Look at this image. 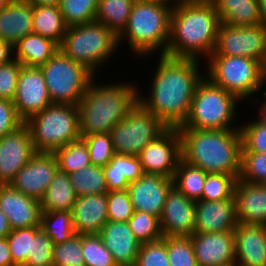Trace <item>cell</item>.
<instances>
[{
	"instance_id": "cell-1",
	"label": "cell",
	"mask_w": 266,
	"mask_h": 266,
	"mask_svg": "<svg viewBox=\"0 0 266 266\" xmlns=\"http://www.w3.org/2000/svg\"><path fill=\"white\" fill-rule=\"evenodd\" d=\"M154 58L156 71L151 68L154 74L148 80V93L143 95L142 88L138 89V102L167 127L178 128L187 120L196 86L205 76L204 62L167 55Z\"/></svg>"
},
{
	"instance_id": "cell-2",
	"label": "cell",
	"mask_w": 266,
	"mask_h": 266,
	"mask_svg": "<svg viewBox=\"0 0 266 266\" xmlns=\"http://www.w3.org/2000/svg\"><path fill=\"white\" fill-rule=\"evenodd\" d=\"M220 23L214 3L174 5L166 55L205 61L215 50Z\"/></svg>"
},
{
	"instance_id": "cell-3",
	"label": "cell",
	"mask_w": 266,
	"mask_h": 266,
	"mask_svg": "<svg viewBox=\"0 0 266 266\" xmlns=\"http://www.w3.org/2000/svg\"><path fill=\"white\" fill-rule=\"evenodd\" d=\"M97 79L77 104L81 136L109 133L138 102L139 86L134 81L98 83Z\"/></svg>"
},
{
	"instance_id": "cell-4",
	"label": "cell",
	"mask_w": 266,
	"mask_h": 266,
	"mask_svg": "<svg viewBox=\"0 0 266 266\" xmlns=\"http://www.w3.org/2000/svg\"><path fill=\"white\" fill-rule=\"evenodd\" d=\"M178 129L182 160L207 173L228 174L238 179L242 150L240 129Z\"/></svg>"
},
{
	"instance_id": "cell-5",
	"label": "cell",
	"mask_w": 266,
	"mask_h": 266,
	"mask_svg": "<svg viewBox=\"0 0 266 266\" xmlns=\"http://www.w3.org/2000/svg\"><path fill=\"white\" fill-rule=\"evenodd\" d=\"M172 8L173 5L161 1L136 0L126 28L118 36L119 47L124 42L129 44L128 52L136 60L142 57L151 61V56L166 55Z\"/></svg>"
},
{
	"instance_id": "cell-6",
	"label": "cell",
	"mask_w": 266,
	"mask_h": 266,
	"mask_svg": "<svg viewBox=\"0 0 266 266\" xmlns=\"http://www.w3.org/2000/svg\"><path fill=\"white\" fill-rule=\"evenodd\" d=\"M119 48L122 49L119 47L118 36L96 21L67 27L59 45V50L65 56L86 67L97 77L101 75L99 73L103 65L114 61L113 57L121 50Z\"/></svg>"
},
{
	"instance_id": "cell-7",
	"label": "cell",
	"mask_w": 266,
	"mask_h": 266,
	"mask_svg": "<svg viewBox=\"0 0 266 266\" xmlns=\"http://www.w3.org/2000/svg\"><path fill=\"white\" fill-rule=\"evenodd\" d=\"M241 102L234 94L214 85L207 77L197 84L189 115L178 128L200 130L239 129L236 124ZM239 112V113H238ZM235 123V124H234Z\"/></svg>"
},
{
	"instance_id": "cell-8",
	"label": "cell",
	"mask_w": 266,
	"mask_h": 266,
	"mask_svg": "<svg viewBox=\"0 0 266 266\" xmlns=\"http://www.w3.org/2000/svg\"><path fill=\"white\" fill-rule=\"evenodd\" d=\"M204 64L205 77L234 94L241 102L248 100L251 103L265 89L262 64L253 58L210 55Z\"/></svg>"
},
{
	"instance_id": "cell-9",
	"label": "cell",
	"mask_w": 266,
	"mask_h": 266,
	"mask_svg": "<svg viewBox=\"0 0 266 266\" xmlns=\"http://www.w3.org/2000/svg\"><path fill=\"white\" fill-rule=\"evenodd\" d=\"M24 124L37 152H54L81 138L79 111L73 104H51Z\"/></svg>"
},
{
	"instance_id": "cell-10",
	"label": "cell",
	"mask_w": 266,
	"mask_h": 266,
	"mask_svg": "<svg viewBox=\"0 0 266 266\" xmlns=\"http://www.w3.org/2000/svg\"><path fill=\"white\" fill-rule=\"evenodd\" d=\"M52 104L77 105L96 76L58 50L43 66Z\"/></svg>"
},
{
	"instance_id": "cell-11",
	"label": "cell",
	"mask_w": 266,
	"mask_h": 266,
	"mask_svg": "<svg viewBox=\"0 0 266 266\" xmlns=\"http://www.w3.org/2000/svg\"><path fill=\"white\" fill-rule=\"evenodd\" d=\"M167 128L156 115L137 102L109 133L115 153L138 156L148 143Z\"/></svg>"
},
{
	"instance_id": "cell-12",
	"label": "cell",
	"mask_w": 266,
	"mask_h": 266,
	"mask_svg": "<svg viewBox=\"0 0 266 266\" xmlns=\"http://www.w3.org/2000/svg\"><path fill=\"white\" fill-rule=\"evenodd\" d=\"M266 53V29L262 25L232 26L221 22L211 55L253 58L261 64Z\"/></svg>"
},
{
	"instance_id": "cell-13",
	"label": "cell",
	"mask_w": 266,
	"mask_h": 266,
	"mask_svg": "<svg viewBox=\"0 0 266 266\" xmlns=\"http://www.w3.org/2000/svg\"><path fill=\"white\" fill-rule=\"evenodd\" d=\"M138 158L144 173L173 178L181 159L179 129L168 127L142 149Z\"/></svg>"
},
{
	"instance_id": "cell-14",
	"label": "cell",
	"mask_w": 266,
	"mask_h": 266,
	"mask_svg": "<svg viewBox=\"0 0 266 266\" xmlns=\"http://www.w3.org/2000/svg\"><path fill=\"white\" fill-rule=\"evenodd\" d=\"M57 171L58 163L53 152H37L17 172L9 185L18 192L41 201Z\"/></svg>"
},
{
	"instance_id": "cell-15",
	"label": "cell",
	"mask_w": 266,
	"mask_h": 266,
	"mask_svg": "<svg viewBox=\"0 0 266 266\" xmlns=\"http://www.w3.org/2000/svg\"><path fill=\"white\" fill-rule=\"evenodd\" d=\"M13 103L18 116L25 122L32 115L52 104L43 72L37 67L22 66Z\"/></svg>"
},
{
	"instance_id": "cell-16",
	"label": "cell",
	"mask_w": 266,
	"mask_h": 266,
	"mask_svg": "<svg viewBox=\"0 0 266 266\" xmlns=\"http://www.w3.org/2000/svg\"><path fill=\"white\" fill-rule=\"evenodd\" d=\"M37 153L28 127L23 124L16 131L0 138V185H7L17 172Z\"/></svg>"
},
{
	"instance_id": "cell-17",
	"label": "cell",
	"mask_w": 266,
	"mask_h": 266,
	"mask_svg": "<svg viewBox=\"0 0 266 266\" xmlns=\"http://www.w3.org/2000/svg\"><path fill=\"white\" fill-rule=\"evenodd\" d=\"M198 266H235L234 231L189 236Z\"/></svg>"
},
{
	"instance_id": "cell-18",
	"label": "cell",
	"mask_w": 266,
	"mask_h": 266,
	"mask_svg": "<svg viewBox=\"0 0 266 266\" xmlns=\"http://www.w3.org/2000/svg\"><path fill=\"white\" fill-rule=\"evenodd\" d=\"M195 201L174 186L169 190L160 216L163 237H189L194 233Z\"/></svg>"
},
{
	"instance_id": "cell-19",
	"label": "cell",
	"mask_w": 266,
	"mask_h": 266,
	"mask_svg": "<svg viewBox=\"0 0 266 266\" xmlns=\"http://www.w3.org/2000/svg\"><path fill=\"white\" fill-rule=\"evenodd\" d=\"M173 187L172 178L158 174L144 173L128 186L134 211H142L160 218L169 190Z\"/></svg>"
},
{
	"instance_id": "cell-20",
	"label": "cell",
	"mask_w": 266,
	"mask_h": 266,
	"mask_svg": "<svg viewBox=\"0 0 266 266\" xmlns=\"http://www.w3.org/2000/svg\"><path fill=\"white\" fill-rule=\"evenodd\" d=\"M237 225L234 196L222 201H195L194 233L234 231Z\"/></svg>"
},
{
	"instance_id": "cell-21",
	"label": "cell",
	"mask_w": 266,
	"mask_h": 266,
	"mask_svg": "<svg viewBox=\"0 0 266 266\" xmlns=\"http://www.w3.org/2000/svg\"><path fill=\"white\" fill-rule=\"evenodd\" d=\"M0 209L7 216L12 230L40 226V201L18 192L9 184L0 185Z\"/></svg>"
},
{
	"instance_id": "cell-22",
	"label": "cell",
	"mask_w": 266,
	"mask_h": 266,
	"mask_svg": "<svg viewBox=\"0 0 266 266\" xmlns=\"http://www.w3.org/2000/svg\"><path fill=\"white\" fill-rule=\"evenodd\" d=\"M234 237L235 266H266V225L238 223Z\"/></svg>"
},
{
	"instance_id": "cell-23",
	"label": "cell",
	"mask_w": 266,
	"mask_h": 266,
	"mask_svg": "<svg viewBox=\"0 0 266 266\" xmlns=\"http://www.w3.org/2000/svg\"><path fill=\"white\" fill-rule=\"evenodd\" d=\"M99 235L117 266H135L141 242L133 234L128 222L107 221Z\"/></svg>"
},
{
	"instance_id": "cell-24",
	"label": "cell",
	"mask_w": 266,
	"mask_h": 266,
	"mask_svg": "<svg viewBox=\"0 0 266 266\" xmlns=\"http://www.w3.org/2000/svg\"><path fill=\"white\" fill-rule=\"evenodd\" d=\"M234 198L238 223L266 225V184L237 179Z\"/></svg>"
},
{
	"instance_id": "cell-25",
	"label": "cell",
	"mask_w": 266,
	"mask_h": 266,
	"mask_svg": "<svg viewBox=\"0 0 266 266\" xmlns=\"http://www.w3.org/2000/svg\"><path fill=\"white\" fill-rule=\"evenodd\" d=\"M72 220L76 234H99L108 221L107 193L77 196Z\"/></svg>"
},
{
	"instance_id": "cell-26",
	"label": "cell",
	"mask_w": 266,
	"mask_h": 266,
	"mask_svg": "<svg viewBox=\"0 0 266 266\" xmlns=\"http://www.w3.org/2000/svg\"><path fill=\"white\" fill-rule=\"evenodd\" d=\"M33 5L12 0L0 11V38L14 45L33 32Z\"/></svg>"
},
{
	"instance_id": "cell-27",
	"label": "cell",
	"mask_w": 266,
	"mask_h": 266,
	"mask_svg": "<svg viewBox=\"0 0 266 266\" xmlns=\"http://www.w3.org/2000/svg\"><path fill=\"white\" fill-rule=\"evenodd\" d=\"M14 59L23 66H43L58 50L59 45L49 38L34 32L19 39L14 45Z\"/></svg>"
},
{
	"instance_id": "cell-28",
	"label": "cell",
	"mask_w": 266,
	"mask_h": 266,
	"mask_svg": "<svg viewBox=\"0 0 266 266\" xmlns=\"http://www.w3.org/2000/svg\"><path fill=\"white\" fill-rule=\"evenodd\" d=\"M103 171L108 192L127 190L131 182L144 174L138 156L117 153L103 167Z\"/></svg>"
},
{
	"instance_id": "cell-29",
	"label": "cell",
	"mask_w": 266,
	"mask_h": 266,
	"mask_svg": "<svg viewBox=\"0 0 266 266\" xmlns=\"http://www.w3.org/2000/svg\"><path fill=\"white\" fill-rule=\"evenodd\" d=\"M221 22L232 26L260 25L258 0H215Z\"/></svg>"
},
{
	"instance_id": "cell-30",
	"label": "cell",
	"mask_w": 266,
	"mask_h": 266,
	"mask_svg": "<svg viewBox=\"0 0 266 266\" xmlns=\"http://www.w3.org/2000/svg\"><path fill=\"white\" fill-rule=\"evenodd\" d=\"M77 195L69 174L58 170L40 201L42 211H72Z\"/></svg>"
},
{
	"instance_id": "cell-31",
	"label": "cell",
	"mask_w": 266,
	"mask_h": 266,
	"mask_svg": "<svg viewBox=\"0 0 266 266\" xmlns=\"http://www.w3.org/2000/svg\"><path fill=\"white\" fill-rule=\"evenodd\" d=\"M33 32L61 44L67 30L59 6H33Z\"/></svg>"
},
{
	"instance_id": "cell-32",
	"label": "cell",
	"mask_w": 266,
	"mask_h": 266,
	"mask_svg": "<svg viewBox=\"0 0 266 266\" xmlns=\"http://www.w3.org/2000/svg\"><path fill=\"white\" fill-rule=\"evenodd\" d=\"M136 0H98L95 21L104 24L119 36L126 28Z\"/></svg>"
},
{
	"instance_id": "cell-33",
	"label": "cell",
	"mask_w": 266,
	"mask_h": 266,
	"mask_svg": "<svg viewBox=\"0 0 266 266\" xmlns=\"http://www.w3.org/2000/svg\"><path fill=\"white\" fill-rule=\"evenodd\" d=\"M207 172L180 159L173 175V186L193 201L202 200Z\"/></svg>"
},
{
	"instance_id": "cell-34",
	"label": "cell",
	"mask_w": 266,
	"mask_h": 266,
	"mask_svg": "<svg viewBox=\"0 0 266 266\" xmlns=\"http://www.w3.org/2000/svg\"><path fill=\"white\" fill-rule=\"evenodd\" d=\"M40 228L51 238L53 245L63 243L76 234L72 211H42Z\"/></svg>"
},
{
	"instance_id": "cell-35",
	"label": "cell",
	"mask_w": 266,
	"mask_h": 266,
	"mask_svg": "<svg viewBox=\"0 0 266 266\" xmlns=\"http://www.w3.org/2000/svg\"><path fill=\"white\" fill-rule=\"evenodd\" d=\"M71 184L77 196L99 195L107 193V183L103 167L89 165L69 174Z\"/></svg>"
},
{
	"instance_id": "cell-36",
	"label": "cell",
	"mask_w": 266,
	"mask_h": 266,
	"mask_svg": "<svg viewBox=\"0 0 266 266\" xmlns=\"http://www.w3.org/2000/svg\"><path fill=\"white\" fill-rule=\"evenodd\" d=\"M53 153L58 163V170L67 174L91 165L88 147L82 138L58 148Z\"/></svg>"
},
{
	"instance_id": "cell-37",
	"label": "cell",
	"mask_w": 266,
	"mask_h": 266,
	"mask_svg": "<svg viewBox=\"0 0 266 266\" xmlns=\"http://www.w3.org/2000/svg\"><path fill=\"white\" fill-rule=\"evenodd\" d=\"M98 0H60L59 8L67 27L95 21Z\"/></svg>"
},
{
	"instance_id": "cell-38",
	"label": "cell",
	"mask_w": 266,
	"mask_h": 266,
	"mask_svg": "<svg viewBox=\"0 0 266 266\" xmlns=\"http://www.w3.org/2000/svg\"><path fill=\"white\" fill-rule=\"evenodd\" d=\"M53 246L40 226L31 227V255L23 266H53Z\"/></svg>"
},
{
	"instance_id": "cell-39",
	"label": "cell",
	"mask_w": 266,
	"mask_h": 266,
	"mask_svg": "<svg viewBox=\"0 0 266 266\" xmlns=\"http://www.w3.org/2000/svg\"><path fill=\"white\" fill-rule=\"evenodd\" d=\"M82 254L85 266H117L99 234H82Z\"/></svg>"
},
{
	"instance_id": "cell-40",
	"label": "cell",
	"mask_w": 266,
	"mask_h": 266,
	"mask_svg": "<svg viewBox=\"0 0 266 266\" xmlns=\"http://www.w3.org/2000/svg\"><path fill=\"white\" fill-rule=\"evenodd\" d=\"M130 229L142 243H148L163 238L160 218L142 211H134L128 220Z\"/></svg>"
},
{
	"instance_id": "cell-41",
	"label": "cell",
	"mask_w": 266,
	"mask_h": 266,
	"mask_svg": "<svg viewBox=\"0 0 266 266\" xmlns=\"http://www.w3.org/2000/svg\"><path fill=\"white\" fill-rule=\"evenodd\" d=\"M240 124L242 137L241 152H266V124L256 116ZM247 122V123H246Z\"/></svg>"
},
{
	"instance_id": "cell-42",
	"label": "cell",
	"mask_w": 266,
	"mask_h": 266,
	"mask_svg": "<svg viewBox=\"0 0 266 266\" xmlns=\"http://www.w3.org/2000/svg\"><path fill=\"white\" fill-rule=\"evenodd\" d=\"M236 178L233 175L208 173L202 192V200L222 201L234 196Z\"/></svg>"
},
{
	"instance_id": "cell-43",
	"label": "cell",
	"mask_w": 266,
	"mask_h": 266,
	"mask_svg": "<svg viewBox=\"0 0 266 266\" xmlns=\"http://www.w3.org/2000/svg\"><path fill=\"white\" fill-rule=\"evenodd\" d=\"M53 266H85L82 254V234L53 246Z\"/></svg>"
},
{
	"instance_id": "cell-44",
	"label": "cell",
	"mask_w": 266,
	"mask_h": 266,
	"mask_svg": "<svg viewBox=\"0 0 266 266\" xmlns=\"http://www.w3.org/2000/svg\"><path fill=\"white\" fill-rule=\"evenodd\" d=\"M238 180L266 184V152H241Z\"/></svg>"
},
{
	"instance_id": "cell-45",
	"label": "cell",
	"mask_w": 266,
	"mask_h": 266,
	"mask_svg": "<svg viewBox=\"0 0 266 266\" xmlns=\"http://www.w3.org/2000/svg\"><path fill=\"white\" fill-rule=\"evenodd\" d=\"M85 141L92 165L104 167L116 154L110 133L81 136Z\"/></svg>"
},
{
	"instance_id": "cell-46",
	"label": "cell",
	"mask_w": 266,
	"mask_h": 266,
	"mask_svg": "<svg viewBox=\"0 0 266 266\" xmlns=\"http://www.w3.org/2000/svg\"><path fill=\"white\" fill-rule=\"evenodd\" d=\"M169 266H198L189 237H166Z\"/></svg>"
},
{
	"instance_id": "cell-47",
	"label": "cell",
	"mask_w": 266,
	"mask_h": 266,
	"mask_svg": "<svg viewBox=\"0 0 266 266\" xmlns=\"http://www.w3.org/2000/svg\"><path fill=\"white\" fill-rule=\"evenodd\" d=\"M134 213L128 190L107 192L108 221L128 222Z\"/></svg>"
},
{
	"instance_id": "cell-48",
	"label": "cell",
	"mask_w": 266,
	"mask_h": 266,
	"mask_svg": "<svg viewBox=\"0 0 266 266\" xmlns=\"http://www.w3.org/2000/svg\"><path fill=\"white\" fill-rule=\"evenodd\" d=\"M135 266H169L166 237L142 243L138 251Z\"/></svg>"
},
{
	"instance_id": "cell-49",
	"label": "cell",
	"mask_w": 266,
	"mask_h": 266,
	"mask_svg": "<svg viewBox=\"0 0 266 266\" xmlns=\"http://www.w3.org/2000/svg\"><path fill=\"white\" fill-rule=\"evenodd\" d=\"M13 263L23 266L31 255V227L12 230L7 236Z\"/></svg>"
},
{
	"instance_id": "cell-50",
	"label": "cell",
	"mask_w": 266,
	"mask_h": 266,
	"mask_svg": "<svg viewBox=\"0 0 266 266\" xmlns=\"http://www.w3.org/2000/svg\"><path fill=\"white\" fill-rule=\"evenodd\" d=\"M22 66L16 59L0 66V99L13 101Z\"/></svg>"
},
{
	"instance_id": "cell-51",
	"label": "cell",
	"mask_w": 266,
	"mask_h": 266,
	"mask_svg": "<svg viewBox=\"0 0 266 266\" xmlns=\"http://www.w3.org/2000/svg\"><path fill=\"white\" fill-rule=\"evenodd\" d=\"M24 124L18 116L13 101L0 99V138L16 131Z\"/></svg>"
},
{
	"instance_id": "cell-52",
	"label": "cell",
	"mask_w": 266,
	"mask_h": 266,
	"mask_svg": "<svg viewBox=\"0 0 266 266\" xmlns=\"http://www.w3.org/2000/svg\"><path fill=\"white\" fill-rule=\"evenodd\" d=\"M0 266H16L11 257L7 237L0 238Z\"/></svg>"
},
{
	"instance_id": "cell-53",
	"label": "cell",
	"mask_w": 266,
	"mask_h": 266,
	"mask_svg": "<svg viewBox=\"0 0 266 266\" xmlns=\"http://www.w3.org/2000/svg\"><path fill=\"white\" fill-rule=\"evenodd\" d=\"M14 59L13 45L0 38V66Z\"/></svg>"
},
{
	"instance_id": "cell-54",
	"label": "cell",
	"mask_w": 266,
	"mask_h": 266,
	"mask_svg": "<svg viewBox=\"0 0 266 266\" xmlns=\"http://www.w3.org/2000/svg\"><path fill=\"white\" fill-rule=\"evenodd\" d=\"M265 89H263V99H259L258 98H255L254 101L251 102V104H253V106L256 107L257 106V109H255L257 111V114H256V117L261 120L262 122H264L266 124V90L264 91ZM265 99V100H264ZM256 104V105H254Z\"/></svg>"
},
{
	"instance_id": "cell-55",
	"label": "cell",
	"mask_w": 266,
	"mask_h": 266,
	"mask_svg": "<svg viewBox=\"0 0 266 266\" xmlns=\"http://www.w3.org/2000/svg\"><path fill=\"white\" fill-rule=\"evenodd\" d=\"M12 231L7 216L0 209V238L7 237Z\"/></svg>"
},
{
	"instance_id": "cell-56",
	"label": "cell",
	"mask_w": 266,
	"mask_h": 266,
	"mask_svg": "<svg viewBox=\"0 0 266 266\" xmlns=\"http://www.w3.org/2000/svg\"><path fill=\"white\" fill-rule=\"evenodd\" d=\"M260 25L266 29V0H258Z\"/></svg>"
},
{
	"instance_id": "cell-57",
	"label": "cell",
	"mask_w": 266,
	"mask_h": 266,
	"mask_svg": "<svg viewBox=\"0 0 266 266\" xmlns=\"http://www.w3.org/2000/svg\"><path fill=\"white\" fill-rule=\"evenodd\" d=\"M30 2L33 6H42V5H49V6H59L60 0H25Z\"/></svg>"
},
{
	"instance_id": "cell-58",
	"label": "cell",
	"mask_w": 266,
	"mask_h": 266,
	"mask_svg": "<svg viewBox=\"0 0 266 266\" xmlns=\"http://www.w3.org/2000/svg\"><path fill=\"white\" fill-rule=\"evenodd\" d=\"M215 0H174V5L194 4V3H213Z\"/></svg>"
},
{
	"instance_id": "cell-59",
	"label": "cell",
	"mask_w": 266,
	"mask_h": 266,
	"mask_svg": "<svg viewBox=\"0 0 266 266\" xmlns=\"http://www.w3.org/2000/svg\"><path fill=\"white\" fill-rule=\"evenodd\" d=\"M262 76H263V79L266 83V53H265V58L262 62Z\"/></svg>"
},
{
	"instance_id": "cell-60",
	"label": "cell",
	"mask_w": 266,
	"mask_h": 266,
	"mask_svg": "<svg viewBox=\"0 0 266 266\" xmlns=\"http://www.w3.org/2000/svg\"><path fill=\"white\" fill-rule=\"evenodd\" d=\"M12 0H0V11Z\"/></svg>"
},
{
	"instance_id": "cell-61",
	"label": "cell",
	"mask_w": 266,
	"mask_h": 266,
	"mask_svg": "<svg viewBox=\"0 0 266 266\" xmlns=\"http://www.w3.org/2000/svg\"><path fill=\"white\" fill-rule=\"evenodd\" d=\"M156 1H161V2H164V3H167V4H171L174 6V0H156Z\"/></svg>"
}]
</instances>
